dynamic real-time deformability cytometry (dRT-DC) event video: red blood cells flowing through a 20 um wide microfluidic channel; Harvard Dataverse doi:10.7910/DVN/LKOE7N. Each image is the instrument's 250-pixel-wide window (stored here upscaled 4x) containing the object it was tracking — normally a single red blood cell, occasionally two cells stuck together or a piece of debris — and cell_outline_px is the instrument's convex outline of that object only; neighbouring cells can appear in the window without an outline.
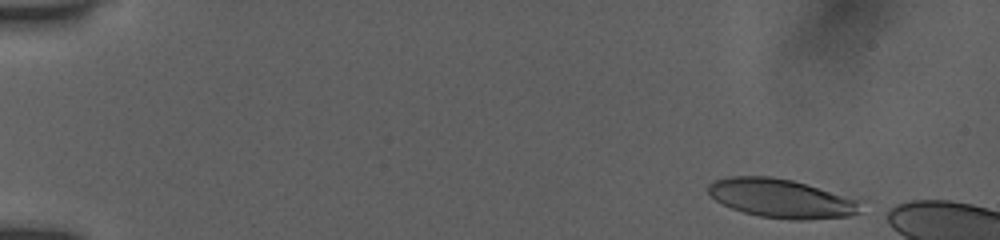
{"species": "human", "species_latin": "Homo sapiens", "temperature_condition": "room temperature", "stored_images_in_passage": 16, "camera_frame_rate_fps": 3000, "um_per_image_px": 0.085, "donor": {"sex": "female"}, "frame": {"image": 1, "passage_image": 3, "time_ms": 0.667, "image_size_px": [1000, 240], "cell_outline_px": [[868, 200], [860, 212], [848, 216], [808, 220], [788, 220], [760, 216], [744, 212], [732, 208], [716, 200], [708, 192], [708, 184], [716, 180], [728, 176], [772, 176], [792, 180]], "centroid_in_image_um": [66.56, 16.86], "position_along_channel_um": 18.4, "area_um2": 35.26}}